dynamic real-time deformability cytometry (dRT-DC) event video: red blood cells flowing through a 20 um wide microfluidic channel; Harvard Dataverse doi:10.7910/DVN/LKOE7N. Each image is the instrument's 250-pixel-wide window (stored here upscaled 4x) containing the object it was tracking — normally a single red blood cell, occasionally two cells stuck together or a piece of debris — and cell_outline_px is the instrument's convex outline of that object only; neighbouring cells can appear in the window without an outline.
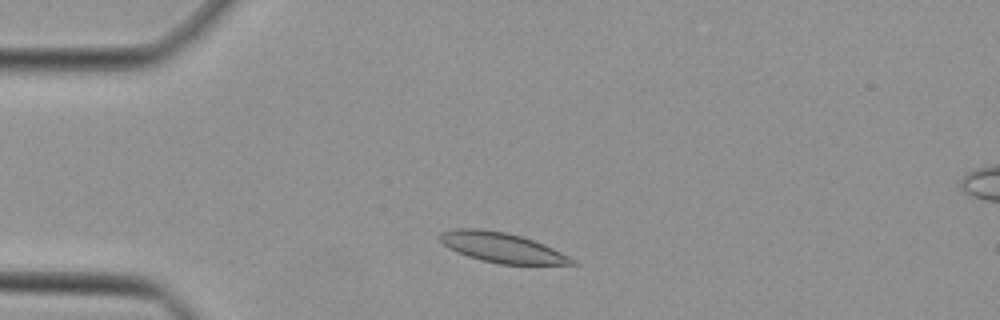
{"species": "Egyptian fruit bat (a non-hibernating species)", "species_latin": "Rousettus aegyptiacus", "temperature_condition": "cold", "stored_images_in_passage": 40, "camera_frame_rate_fps": 3000, "um_per_image_px": 0.085, "animal": {"sex": "female"}, "frame": {"image": 1, "passage_image": 5, "time_ms": 1.333, "image_size_px": [1000, 320], "cell_outline_px": [[580, 264], [500, 264], [480, 260], [456, 252], [448, 248], [436, 236], [440, 232], [456, 228], [476, 228], [504, 232], [520, 236], [544, 244], [576, 260]], "centroid_in_image_um": [42.61, 21.04], "position_along_channel_um": 42.4, "area_um2": 22.95}}
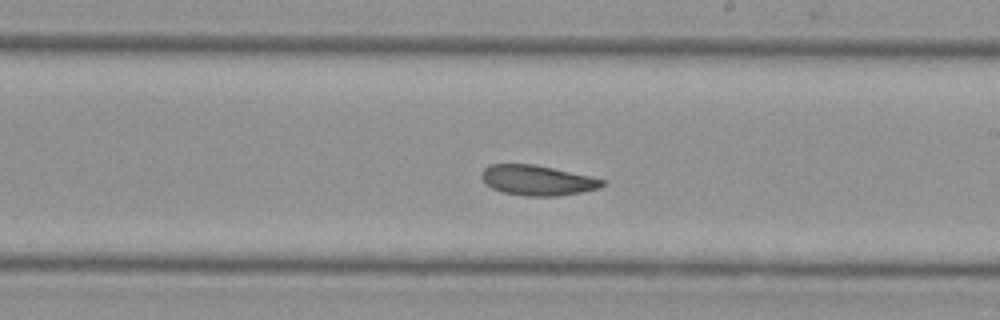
{"frame": {"image": 2, "passage_image": 21, "time_ms": 6.667, "image_size_px": [1000, 320], "cell_outline_px": [[604, 184], [600, 188], [580, 192], [556, 196], [524, 196], [500, 192], [484, 184], [480, 176], [480, 172], [488, 164], [536, 164], [592, 176], [604, 180]], "centroid_in_image_um": [45.62, 15.32], "position_along_channel_um": 243.4, "area_um2": 21.56}}
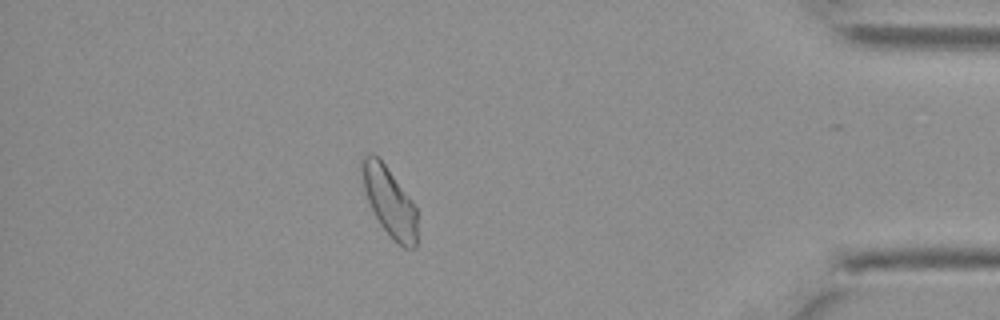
{"frame": {"image": 3, "passage_image": 35, "time_ms": 11.333, "image_size_px": [1000, 320], "cell_outline_px": [[416, 248], [404, 248], [396, 244], [392, 240], [380, 224], [368, 200], [364, 188], [360, 168], [360, 160], [368, 152], [372, 152], [384, 164], [416, 204]], "centroid_in_image_um": [33.1, 17.14], "position_along_channel_um": 402.1, "area_um2": 22.31}}